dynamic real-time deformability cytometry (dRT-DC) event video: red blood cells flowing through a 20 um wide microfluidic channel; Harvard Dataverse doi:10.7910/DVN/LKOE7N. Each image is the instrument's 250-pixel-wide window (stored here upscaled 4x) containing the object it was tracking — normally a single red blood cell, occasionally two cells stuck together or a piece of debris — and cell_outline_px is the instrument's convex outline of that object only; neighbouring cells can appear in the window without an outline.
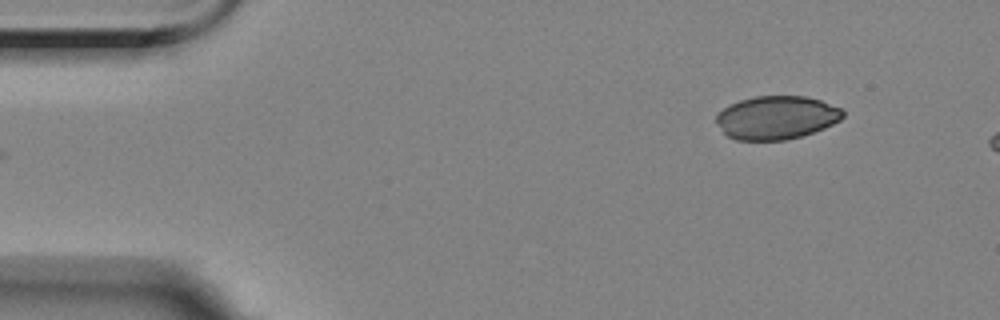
{"species": "Egyptian fruit bat (a non-hibernating species)", "species_latin": "Rousettus aegyptiacus", "temperature_condition": "room temperature", "stored_images_in_passage": 3, "camera_frame_rate_fps": 3000, "um_per_image_px": 0.085, "animal": {"sex": "female"}, "frame": {"image": 1, "passage_image": 1, "time_ms": 0.0, "image_size_px": [1000, 320], "cell_outline_px": [[844, 116], [840, 120], [824, 128], [788, 140], [736, 140], [728, 136], [716, 124], [716, 116], [728, 104], [740, 100], [756, 96], [804, 96], [820, 100], [840, 108], [844, 112]], "centroid_in_image_um": [65.98, 9.99], "position_along_channel_um": 19.0, "area_um2": 31.91}}